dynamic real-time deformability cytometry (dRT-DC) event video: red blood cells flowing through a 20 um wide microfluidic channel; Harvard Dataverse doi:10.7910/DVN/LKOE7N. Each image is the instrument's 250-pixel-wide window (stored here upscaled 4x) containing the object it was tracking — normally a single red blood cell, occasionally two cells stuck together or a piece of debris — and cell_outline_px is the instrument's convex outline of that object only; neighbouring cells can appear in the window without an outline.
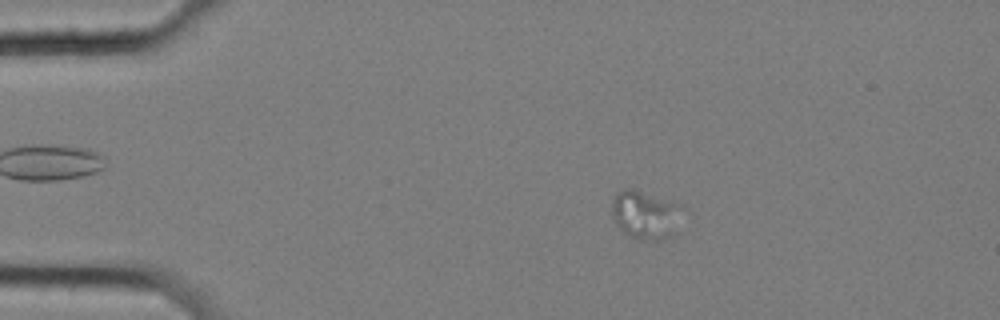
{"species": "common noctule bat (a hibernating species)", "species_latin": "Nyctalus noctula", "temperature_condition": "cold", "stored_images_in_passage": 50, "camera_frame_rate_fps": 3000, "um_per_image_px": 0.085, "animal": {"sex": "female", "body_mass_g": 25.1}, "frame": {"image": 1, "passage_image": 3, "time_ms": 0.667, "image_size_px": [1000, 320], "cell_outline_px": [[684, 208], [676, 232], [664, 240], [640, 240], [624, 232], [616, 224], [612, 216], [612, 200], [616, 192], [624, 188], [632, 188], [684, 204]], "centroid_in_image_um": [54.9, 18.24], "position_along_channel_um": 30.1, "area_um2": 20.46}}
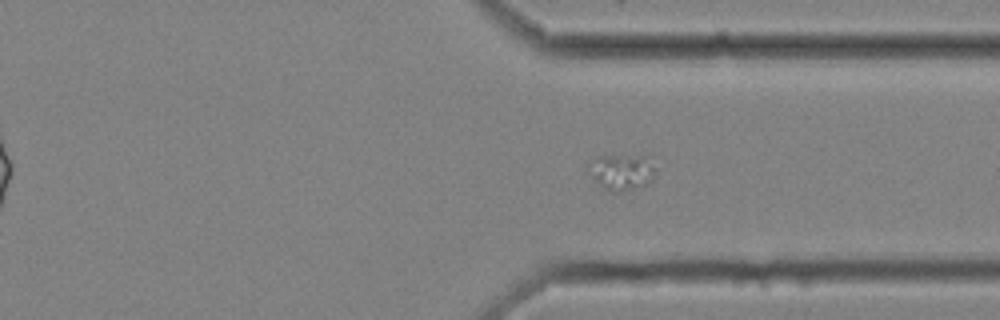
{"frame": {"image": 2, "passage_image": 36, "time_ms": 11.667, "image_size_px": [1000, 320], "cell_outline_px": [[656, 172], [644, 184], [636, 188], [620, 192], [612, 192], [604, 188], [592, 176], [588, 164], [592, 160], [600, 156], [644, 156], [656, 168]], "centroid_in_image_um": [52.83, 14.62], "position_along_channel_um": 358.6, "area_um2": 13.47}}
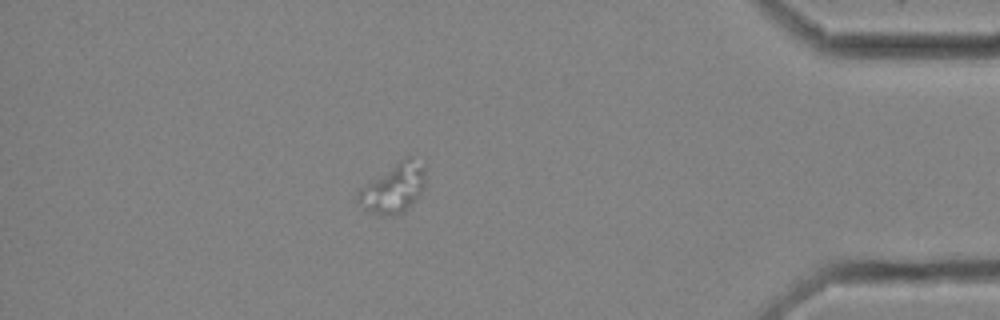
{"frame": {"image": 3, "passage_image": 43, "time_ms": 14.0, "image_size_px": [1000, 320], "cell_outline_px": [[424, 184], [420, 192], [412, 204], [404, 212], [396, 216], [380, 216], [364, 208], [356, 200], [356, 192], [360, 188], [400, 160], [408, 156], [412, 156], [424, 168]], "centroid_in_image_um": [33.42, 16.04], "position_along_channel_um": 401.8, "area_um2": 19.07}}